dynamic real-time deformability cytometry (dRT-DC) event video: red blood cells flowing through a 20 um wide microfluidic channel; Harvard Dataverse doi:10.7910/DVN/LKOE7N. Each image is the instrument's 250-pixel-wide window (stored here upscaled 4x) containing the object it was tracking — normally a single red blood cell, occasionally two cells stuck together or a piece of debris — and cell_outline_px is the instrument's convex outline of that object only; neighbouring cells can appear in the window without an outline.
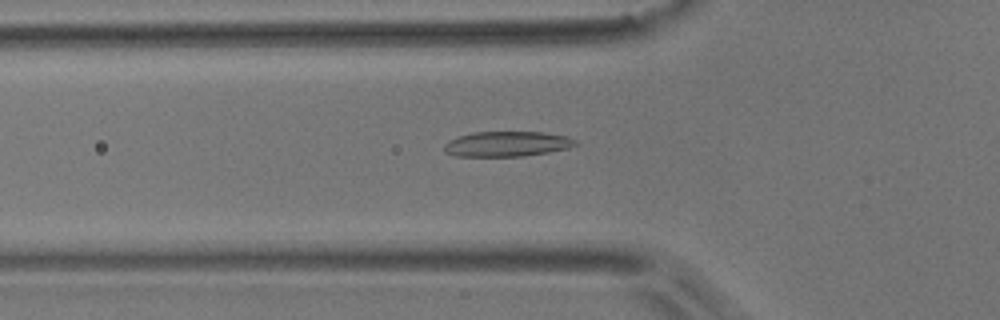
{"species": "common noctule bat (a hibernating species)", "species_latin": "Nyctalus noctula", "temperature_condition": "room temperature", "stored_images_in_passage": 52, "camera_frame_rate_fps": 3000, "um_per_image_px": 0.085, "animal": {"sex": "male", "body_mass_g": 17.9}, "frame": {"image": 1, "passage_image": 17, "time_ms": 5.333, "image_size_px": [1000, 320], "cell_outline_px": [[580, 144], [568, 148], [548, 152], [524, 156], [456, 156], [444, 152], [444, 144], [448, 140], [456, 136], [472, 132], [544, 132], [568, 136], [576, 140]], "centroid_in_image_um": [43.09, 12.23], "position_along_channel_um": 82.7, "area_um2": 19.48}}
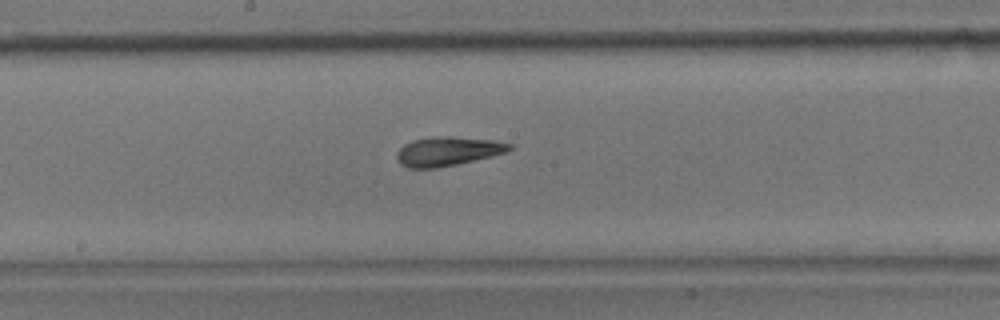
{"frame": {"image": 2, "passage_image": 27, "time_ms": 8.667, "image_size_px": [1000, 320], "cell_outline_px": [[512, 148], [504, 152], [456, 164], [436, 168], [408, 168], [400, 164], [396, 160], [396, 156], [400, 148], [404, 144], [412, 140], [432, 136], [452, 136], [492, 140], [512, 144]], "centroid_in_image_um": [37.98, 12.85], "position_along_channel_um": 210.2, "area_um2": 18.9}}
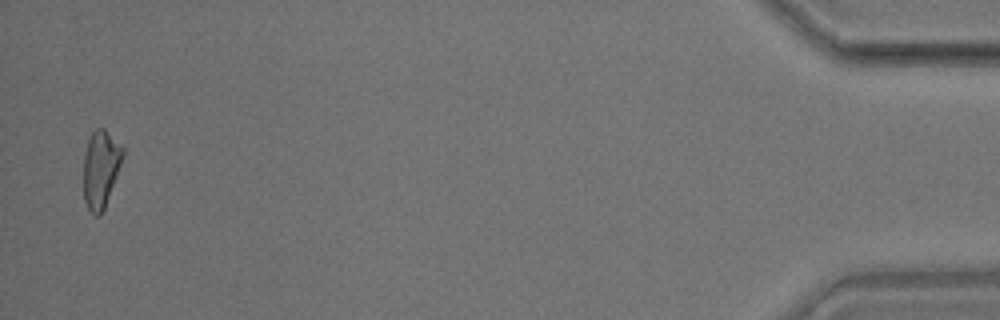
{"frame": {"image": 3, "passage_image": 51, "time_ms": 16.667, "image_size_px": [1000, 320], "cell_outline_px": [[124, 152], [120, 164], [104, 208], [100, 216], [96, 216], [88, 208], [84, 200], [84, 152], [88, 140], [92, 132], [96, 128], [104, 128], [124, 148]], "centroid_in_image_um": [8.54, 14.33], "position_along_channel_um": 426.7, "area_um2": 17.34}, "authors_computed_cell_mechanics": {"area_um2": 18.6405, "velocity_mm_per_s": 3.801, "shape_relaxation_time_tau1_ms": 5.1377, "shape_relaxation_time_tau2_ms": 2.6667, "deformation_change_tau1": 0.1594, "deformation_change_tau2": 0.1295}}